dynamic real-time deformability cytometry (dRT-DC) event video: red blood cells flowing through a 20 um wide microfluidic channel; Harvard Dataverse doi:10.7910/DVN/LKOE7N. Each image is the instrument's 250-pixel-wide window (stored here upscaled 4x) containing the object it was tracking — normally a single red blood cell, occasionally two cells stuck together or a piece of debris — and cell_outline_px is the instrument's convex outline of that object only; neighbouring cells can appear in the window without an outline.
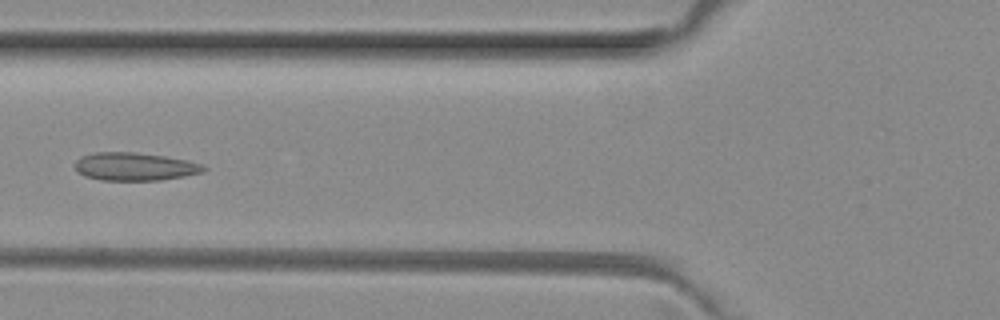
{"species": "common noctule bat (a hibernating species)", "species_latin": "Nyctalus noctula", "temperature_condition": "room temperature", "stored_images_in_passage": 5, "camera_frame_rate_fps": 3000, "um_per_image_px": 0.085, "animal": {"sex": "female", "body_mass_g": 29.2, "forearm_length_mm": 56.3}, "frame": {"image": 1, "passage_image": 5, "time_ms": 1.333, "image_size_px": [1000, 320], "cell_outline_px": [[208, 168], [204, 172], [184, 176], [160, 180], [100, 180], [84, 176], [76, 172], [76, 160], [80, 156], [96, 152], [136, 152], [164, 156], [188, 160], [200, 164]], "centroid_in_image_um": [11.44, 14.16], "position_along_channel_um": 114.4, "area_um2": 21.1}}